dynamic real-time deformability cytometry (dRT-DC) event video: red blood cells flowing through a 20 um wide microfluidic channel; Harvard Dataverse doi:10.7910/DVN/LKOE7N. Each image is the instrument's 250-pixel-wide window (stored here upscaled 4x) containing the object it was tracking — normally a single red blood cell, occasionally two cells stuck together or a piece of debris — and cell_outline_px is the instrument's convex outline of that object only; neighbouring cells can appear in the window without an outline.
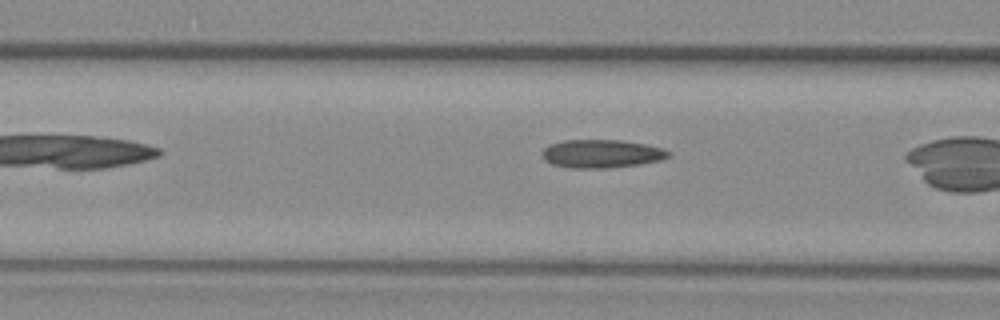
{"species": "common noctule bat (a hibernating species)", "species_latin": "Nyctalus noctula", "temperature_condition": "warm", "stored_images_in_passage": 7, "camera_frame_rate_fps": 3000, "um_per_image_px": 0.085, "animal": {"sex": "female", "body_mass_g": 29.2, "forearm_length_mm": 56.3}, "frame": {"image": 1, "passage_image": 5, "time_ms": 1.333, "image_size_px": [1000, 320], "cell_outline_px": [[672, 156], [660, 160], [640, 164], [608, 168], [568, 168], [552, 164], [544, 160], [540, 152], [548, 144], [564, 140], [620, 140], [644, 144], [664, 148], [672, 152]], "centroid_in_image_um": [51.12, 13.07], "position_along_channel_um": 115.5, "area_um2": 21.1}}